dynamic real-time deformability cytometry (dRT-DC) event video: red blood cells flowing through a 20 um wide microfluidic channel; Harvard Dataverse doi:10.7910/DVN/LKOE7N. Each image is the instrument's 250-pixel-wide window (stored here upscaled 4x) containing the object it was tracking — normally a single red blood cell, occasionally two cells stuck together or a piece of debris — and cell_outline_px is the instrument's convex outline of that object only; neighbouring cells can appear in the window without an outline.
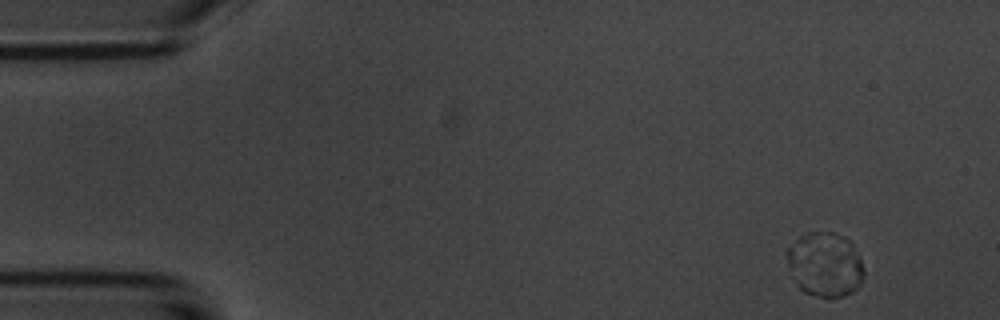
{"species": "common noctule bat (a hibernating species)", "species_latin": "Nyctalus noctula", "temperature_condition": "room temperature", "stored_images_in_passage": 8, "camera_frame_rate_fps": 3000, "um_per_image_px": 0.085, "animal": {"sex": "male", "body_mass_g": 20.1, "forearm_length_mm": 53.5}, "frame": {"image": 1, "passage_image": 1, "time_ms": 0.0, "image_size_px": [1000, 320], "cell_outline_px": [[864, 276], [860, 284], [852, 292], [844, 296], [816, 296], [804, 292], [788, 276], [788, 248], [800, 236], [808, 232], [832, 232], [844, 236], [848, 240], [860, 256], [864, 268]], "centroid_in_image_um": [70.11, 22.49], "position_along_channel_um": 14.9, "area_um2": 28.96}}
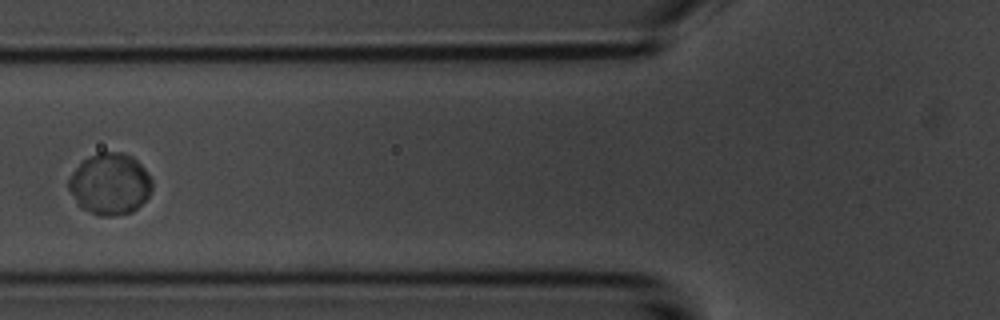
{"frame": {"image": 2, "passage_image": 5, "time_ms": 5.667, "image_size_px": [1000, 320], "cell_outline_px": [[152, 188], [148, 196], [132, 212], [112, 216], [100, 216], [84, 208], [76, 200], [68, 188], [68, 180], [72, 172], [84, 160], [100, 152], [124, 152], [132, 156], [144, 168], [152, 180]], "centroid_in_image_um": [9.36, 15.62], "position_along_channel_um": 116.4, "area_um2": 29.42}}
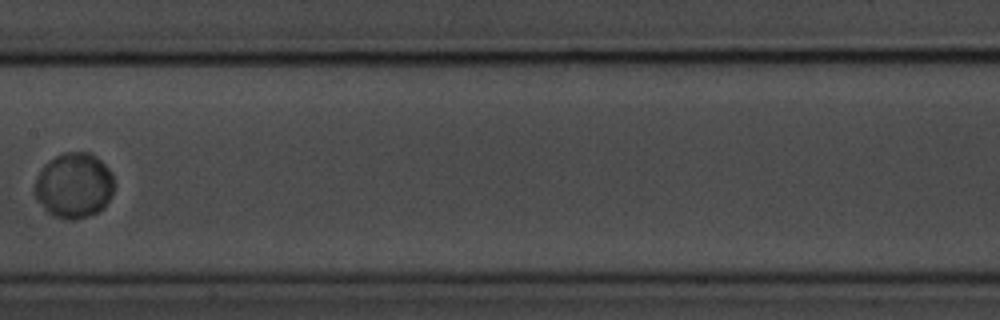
{"frame": {"image": 3, "passage_image": 7, "time_ms": 8.0, "image_size_px": [1000, 320], "cell_outline_px": [[112, 196], [104, 208], [88, 216], [72, 220], [68, 220], [56, 216], [48, 212], [36, 200], [36, 180], [44, 164], [56, 156], [64, 152], [92, 152], [112, 172]], "centroid_in_image_um": [6.3, 15.76], "position_along_channel_um": 201.1, "area_um2": 30.0}}